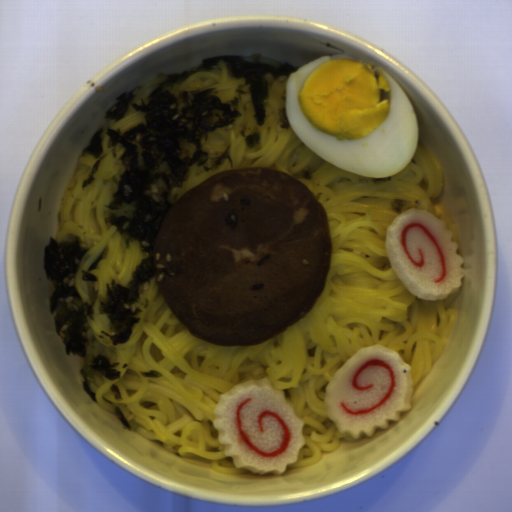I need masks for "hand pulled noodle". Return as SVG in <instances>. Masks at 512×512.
I'll return each instance as SVG.
<instances>
[{"instance_id":"hand-pulled-noodle-1","label":"hand pulled noodle","mask_w":512,"mask_h":512,"mask_svg":"<svg viewBox=\"0 0 512 512\" xmlns=\"http://www.w3.org/2000/svg\"><path fill=\"white\" fill-rule=\"evenodd\" d=\"M287 78L272 84L265 109V121L257 125L249 93L251 84L238 101L241 117L206 135L204 148L228 154L233 169L271 167L293 176L321 203L328 220L331 260L324 290L312 309L294 326L257 344L218 346L198 340L178 319L164 299L156 277L146 283L141 298L133 304L142 309L139 322L128 341L113 345L115 330L105 314L99 313L100 299L112 279L121 284L132 281L141 260L139 242L125 248L113 225H106L112 195L125 167L112 158L109 136L102 142L104 160L86 188L95 159L81 157L60 201L54 239L68 234L81 236L89 249L76 274V287L90 304L92 289L98 292L93 320L88 317L96 339L114 352L111 364L121 372L108 380L98 375L90 381L96 403L116 415L118 406L131 430L181 457L209 460L211 471L236 474L249 469L235 467L226 456L214 427V408L220 395L237 384L266 377L275 390L283 391L288 406L302 420L304 446L297 460L286 468L310 467L323 454L333 453L342 441H359L349 432L340 433L325 404L327 387L337 371L361 348L380 345L396 351L409 367L412 391L441 358L456 320L451 303L459 290L443 300L425 301L412 294L395 271L386 251L388 228L399 216L392 208L402 199L411 209H425L439 220L437 202L443 192L444 176L438 160L426 144L417 139L414 156L390 180L373 183L367 177L343 170L326 161L307 146L291 125L280 127L279 109H286ZM256 133L261 140L254 149L244 139ZM310 169L306 181L302 169ZM109 249L106 260L92 271L99 282H82L81 269H88L100 252ZM156 370L158 378L143 376ZM116 384L122 399L115 400Z\"/></svg>"},{"instance_id":"hand-pulled-noodle-2","label":"hand pulled noodle","mask_w":512,"mask_h":512,"mask_svg":"<svg viewBox=\"0 0 512 512\" xmlns=\"http://www.w3.org/2000/svg\"><path fill=\"white\" fill-rule=\"evenodd\" d=\"M241 84H245L244 78L231 77L225 61L221 60L210 71L195 72L181 84L174 85L171 91L174 94H178L180 91L211 88L213 89L212 95L218 96L222 104H225L234 100L237 94L236 90Z\"/></svg>"},{"instance_id":"hand-pulled-noodle-3","label":"hand pulled noodle","mask_w":512,"mask_h":512,"mask_svg":"<svg viewBox=\"0 0 512 512\" xmlns=\"http://www.w3.org/2000/svg\"><path fill=\"white\" fill-rule=\"evenodd\" d=\"M231 170L230 162L226 158L225 161L216 169L210 172H205L202 170L201 166L192 164L188 177L186 181L184 182L183 187L181 188H175L172 190L170 196L173 198L177 195L178 199L184 195L187 191L192 189L193 187L197 186L207 178H209L212 175L218 174L220 172Z\"/></svg>"},{"instance_id":"hand-pulled-noodle-4","label":"hand pulled noodle","mask_w":512,"mask_h":512,"mask_svg":"<svg viewBox=\"0 0 512 512\" xmlns=\"http://www.w3.org/2000/svg\"><path fill=\"white\" fill-rule=\"evenodd\" d=\"M145 114L140 111H136L134 108H131L127 111L126 115L117 121L111 122L110 126L114 130H119L120 136L123 135L129 129L137 126L140 123L146 125Z\"/></svg>"},{"instance_id":"hand-pulled-noodle-5","label":"hand pulled noodle","mask_w":512,"mask_h":512,"mask_svg":"<svg viewBox=\"0 0 512 512\" xmlns=\"http://www.w3.org/2000/svg\"><path fill=\"white\" fill-rule=\"evenodd\" d=\"M158 76L159 75H153L148 77L143 81V83L139 87H144V90L142 92V97L147 98L155 89V87L158 84Z\"/></svg>"},{"instance_id":"hand-pulled-noodle-6","label":"hand pulled noodle","mask_w":512,"mask_h":512,"mask_svg":"<svg viewBox=\"0 0 512 512\" xmlns=\"http://www.w3.org/2000/svg\"><path fill=\"white\" fill-rule=\"evenodd\" d=\"M450 232L452 234V241H455L459 245V231L457 224L451 225Z\"/></svg>"}]
</instances>
